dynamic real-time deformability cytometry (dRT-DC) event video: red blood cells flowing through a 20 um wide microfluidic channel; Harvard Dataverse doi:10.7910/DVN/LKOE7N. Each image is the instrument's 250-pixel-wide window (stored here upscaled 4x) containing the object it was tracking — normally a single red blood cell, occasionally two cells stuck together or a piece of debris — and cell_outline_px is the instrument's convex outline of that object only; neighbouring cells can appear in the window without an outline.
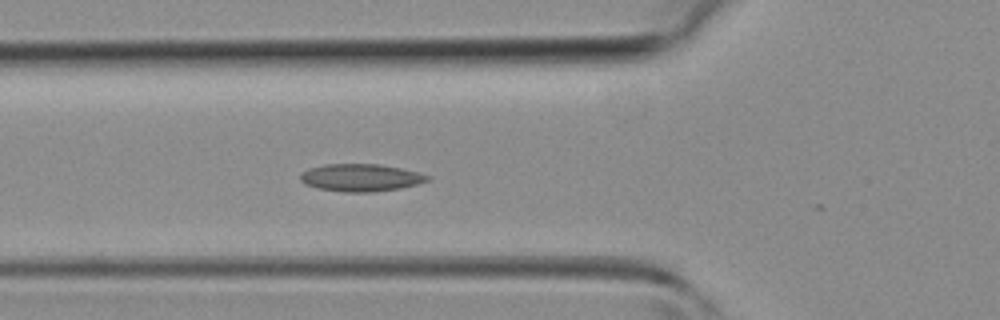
{"species": "common noctule bat (a hibernating species)", "species_latin": "Nyctalus noctula", "temperature_condition": "room temperature", "stored_images_in_passage": 13, "camera_frame_rate_fps": 3000, "um_per_image_px": 0.085, "animal": {"sex": "female", "body_mass_g": 19.3, "forearm_length_mm": 54.1}, "frame": {"image": 1, "passage_image": 12, "time_ms": 3.667, "image_size_px": [1000, 320], "cell_outline_px": [[432, 176], [428, 180], [416, 184], [400, 188], [372, 192], [344, 192], [320, 188], [304, 184], [300, 180], [300, 172], [308, 168], [324, 164], [380, 164], [420, 172]], "centroid_in_image_um": [30.65, 15.09], "position_along_channel_um": 95.1, "area_um2": 20.4}}